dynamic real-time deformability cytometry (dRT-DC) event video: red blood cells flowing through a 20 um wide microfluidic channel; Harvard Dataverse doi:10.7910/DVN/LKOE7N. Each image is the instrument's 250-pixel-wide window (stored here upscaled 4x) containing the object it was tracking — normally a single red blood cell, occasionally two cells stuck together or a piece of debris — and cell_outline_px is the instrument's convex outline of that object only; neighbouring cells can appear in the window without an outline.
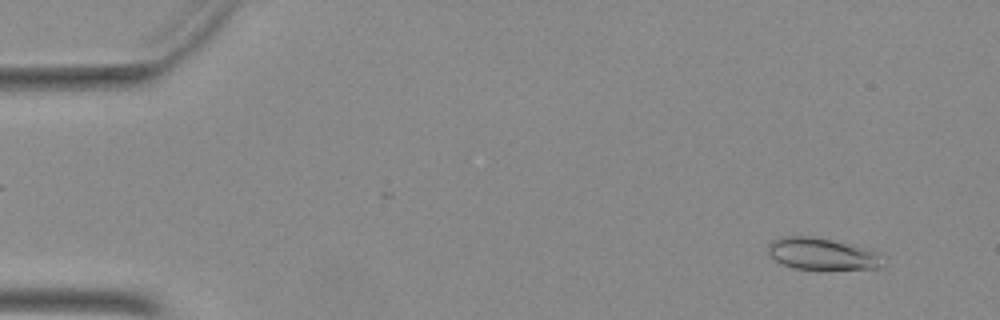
{"species": "Egyptian fruit bat (a non-hibernating species)", "species_latin": "Rousettus aegyptiacus", "temperature_condition": "warm", "stored_images_in_passage": 50, "camera_frame_rate_fps": 3000, "um_per_image_px": 0.085, "animal": {"sex": "female"}, "frame": {"image": 1, "passage_image": 3, "time_ms": 0.667, "image_size_px": [1000, 320], "cell_outline_px": [[880, 268], [792, 268], [776, 260], [768, 252], [768, 244], [772, 240], [780, 236], [812, 236], [832, 240], [880, 252]], "centroid_in_image_um": [69.81, 21.55], "position_along_channel_um": 15.2, "area_um2": 20.69}}
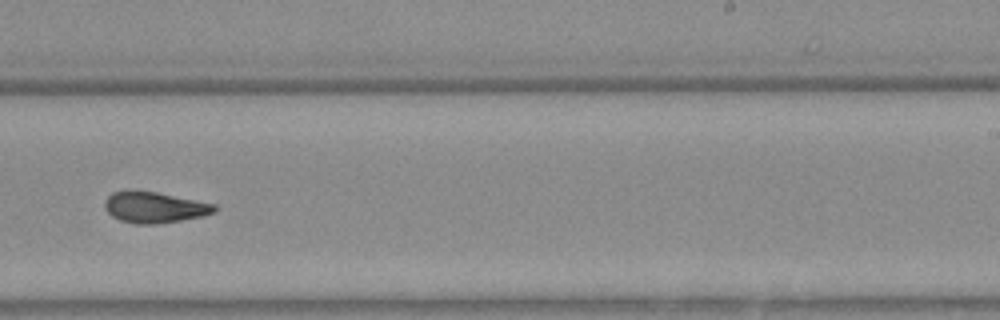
{"frame": {"image": 2, "passage_image": 31, "time_ms": 10.0, "image_size_px": [1000, 320], "cell_outline_px": [[216, 212], [204, 216], [156, 224], [136, 224], [120, 220], [112, 216], [104, 208], [104, 200], [112, 192], [128, 188], [156, 192], [216, 204]], "centroid_in_image_um": [13.09, 17.6], "position_along_channel_um": 275.9, "area_um2": 20.17}}
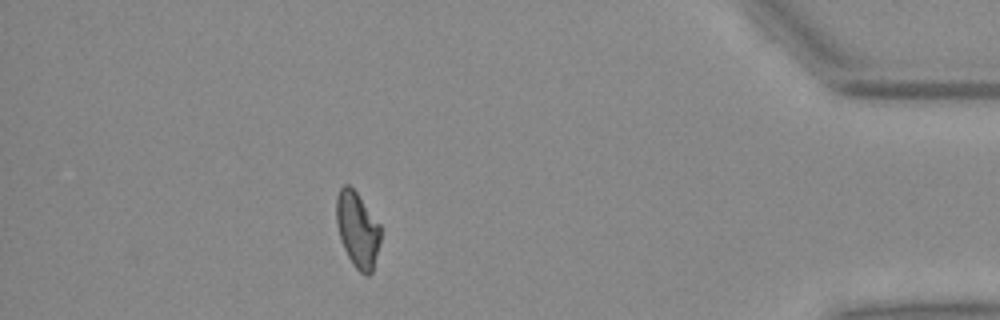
{"frame": {"image": 3, "passage_image": 44, "time_ms": 14.333, "image_size_px": [1000, 320], "cell_outline_px": [[380, 240], [372, 272], [368, 276], [364, 276], [352, 264], [344, 248], [340, 236], [336, 220], [336, 196], [340, 188], [344, 184], [348, 184], [356, 192], [380, 224]], "centroid_in_image_um": [30.38, 19.52], "position_along_channel_um": 404.8, "area_um2": 19.31}}